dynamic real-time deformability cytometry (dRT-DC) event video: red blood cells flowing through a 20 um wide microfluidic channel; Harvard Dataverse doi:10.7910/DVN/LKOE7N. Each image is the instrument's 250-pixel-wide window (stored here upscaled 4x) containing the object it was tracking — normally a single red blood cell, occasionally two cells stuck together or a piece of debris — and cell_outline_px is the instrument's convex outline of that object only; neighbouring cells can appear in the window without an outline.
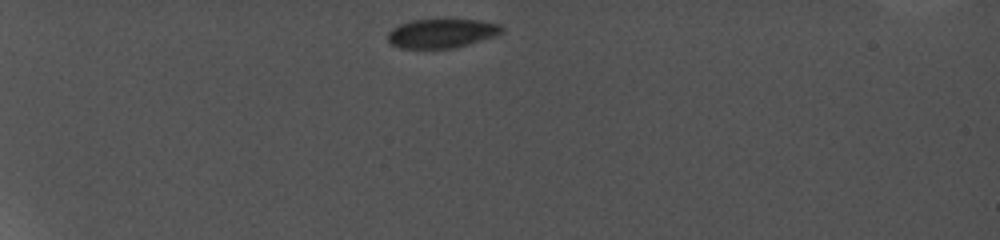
{"species": "common noctule bat (a hibernating species)", "species_latin": "Nyctalus noctula", "temperature_condition": "cold", "stored_images_in_passage": 9, "camera_frame_rate_fps": 5000, "um_per_image_px": 0.085, "animal": {"sex": "female", "body_mass_g": 19.0, "forearm_length_mm": 56.7}, "frame": {"image": 1, "passage_image": 1, "time_ms": 0.0, "image_size_px": [1000, 240], "cell_outline_px": [[504, 32], [496, 36], [456, 48], [400, 48], [392, 44], [388, 40], [388, 32], [400, 24], [412, 20], [444, 16], [480, 20], [500, 24], [504, 28]], "centroid_in_image_um": [37.61, 2.78], "position_along_channel_um": 47.4, "area_um2": 20.29}}
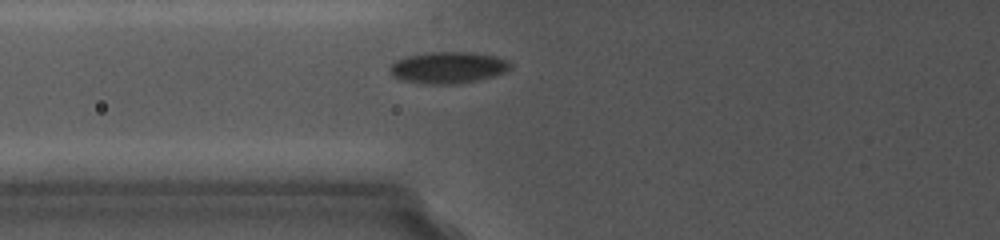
{"frame": {"image": 2, "passage_image": 4, "time_ms": 2.8, "image_size_px": [1000, 240], "cell_outline_px": [[512, 68], [504, 72], [472, 80], [452, 84], [440, 84], [400, 80], [392, 76], [388, 68], [396, 60], [404, 56], [428, 52], [472, 52], [496, 56], [508, 60], [512, 64]], "centroid_in_image_um": [38.05, 5.71], "position_along_channel_um": 87.8, "area_um2": 21.91}}